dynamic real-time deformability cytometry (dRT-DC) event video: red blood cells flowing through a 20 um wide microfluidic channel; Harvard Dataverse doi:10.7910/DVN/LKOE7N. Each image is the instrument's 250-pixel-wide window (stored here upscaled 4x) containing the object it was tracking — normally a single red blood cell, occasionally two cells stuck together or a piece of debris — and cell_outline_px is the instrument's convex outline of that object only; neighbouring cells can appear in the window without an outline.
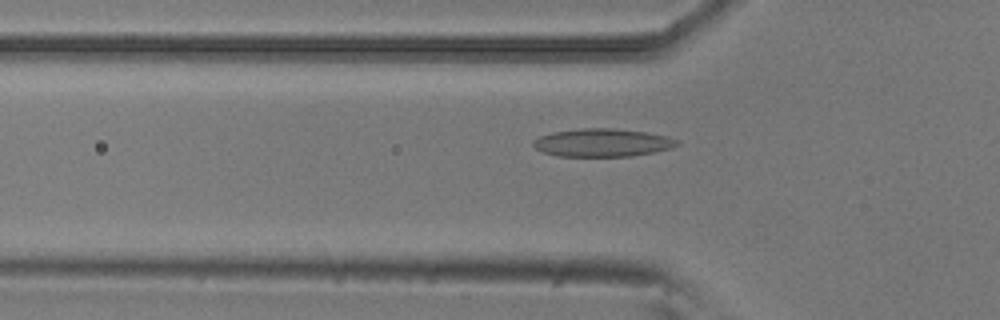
{"species": "common noctule bat (a hibernating species)", "species_latin": "Nyctalus noctula", "temperature_condition": "room temperature", "stored_images_in_passage": 53, "camera_frame_rate_fps": 3000, "um_per_image_px": 0.085, "animal": {"sex": "male", "body_mass_g": 20.5, "forearm_length_mm": 52.5}, "frame": {"image": 1, "passage_image": 17, "time_ms": 5.333, "image_size_px": [1000, 320], "cell_outline_px": [[680, 144], [672, 148], [656, 152], [632, 156], [556, 156], [544, 152], [536, 148], [532, 144], [532, 140], [540, 136], [552, 132], [580, 128], [612, 128], [648, 132], [668, 136], [680, 140]], "centroid_in_image_um": [51.25, 12.12], "position_along_channel_um": 74.6, "area_um2": 23.76}}
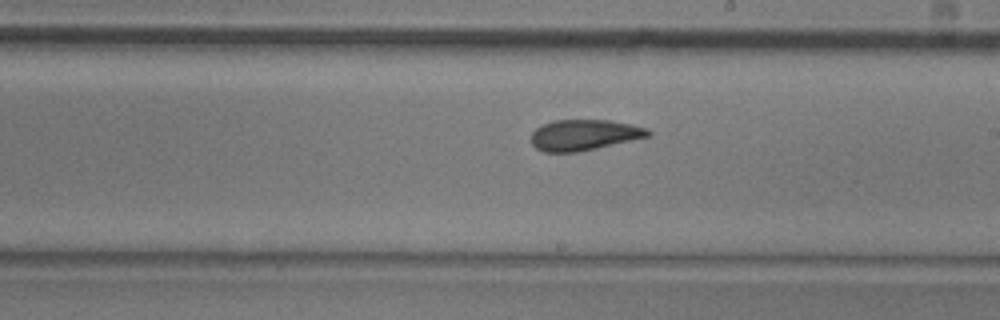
{"frame": {"image": 2, "passage_image": 30, "time_ms": 9.667, "image_size_px": [1000, 320], "cell_outline_px": [[652, 136], [596, 148], [576, 152], [544, 152], [536, 148], [532, 144], [532, 132], [540, 124], [552, 120], [608, 120], [632, 124], [648, 128], [652, 132]], "centroid_in_image_um": [49.67, 11.46], "position_along_channel_um": 239.3, "area_um2": 21.15}}
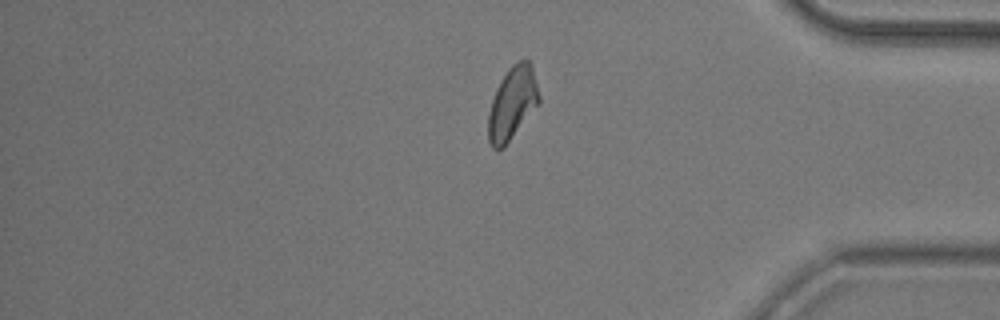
{"frame": {"image": 3, "passage_image": 44, "time_ms": 14.333, "image_size_px": [1000, 320], "cell_outline_px": [[540, 100], [504, 148], [492, 148], [488, 140], [488, 116], [492, 100], [496, 88], [500, 80], [508, 68], [516, 60], [528, 60], [532, 68], [540, 96]], "centroid_in_image_um": [43.52, 8.76], "position_along_channel_um": 391.7, "area_um2": 21.21}, "authors_computed_cell_mechanics": {"area_um2": 21.5594, "velocity_mm_per_s": 3.7749, "shape_relaxation_time_tau1_ms": 8.7344, "shape_relaxation_time_tau2_ms": 2.7628, "deformation_change_tau1": 0.182, "deformation_change_tau2": 0.0904}}